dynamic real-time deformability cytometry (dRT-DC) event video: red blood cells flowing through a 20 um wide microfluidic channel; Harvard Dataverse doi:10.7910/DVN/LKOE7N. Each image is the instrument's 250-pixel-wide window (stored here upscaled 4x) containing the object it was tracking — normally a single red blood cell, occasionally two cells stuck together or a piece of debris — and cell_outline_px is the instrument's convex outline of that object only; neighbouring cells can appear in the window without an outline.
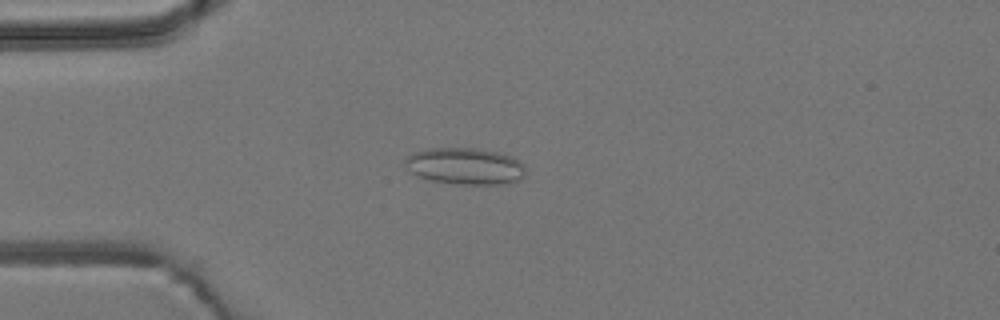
{"species": "common noctule bat (a hibernating species)", "species_latin": "Nyctalus noctula", "temperature_condition": "room temperature", "stored_images_in_passage": 5, "camera_frame_rate_fps": 3000, "um_per_image_px": 0.085, "animal": {"sex": "male", "body_mass_g": 19.2, "forearm_length_mm": 51.8}, "frame": {"image": 1, "passage_image": 4, "time_ms": 3.333, "image_size_px": [1000, 320], "cell_outline_px": [[524, 176], [508, 184], [460, 184], [432, 180], [420, 176], [412, 172], [408, 168], [404, 160], [404, 156], [412, 152], [424, 148], [476, 148], [496, 152], [512, 156], [524, 164]], "centroid_in_image_um": [39.52, 14.1], "position_along_channel_um": 45.5, "area_um2": 25.72}}